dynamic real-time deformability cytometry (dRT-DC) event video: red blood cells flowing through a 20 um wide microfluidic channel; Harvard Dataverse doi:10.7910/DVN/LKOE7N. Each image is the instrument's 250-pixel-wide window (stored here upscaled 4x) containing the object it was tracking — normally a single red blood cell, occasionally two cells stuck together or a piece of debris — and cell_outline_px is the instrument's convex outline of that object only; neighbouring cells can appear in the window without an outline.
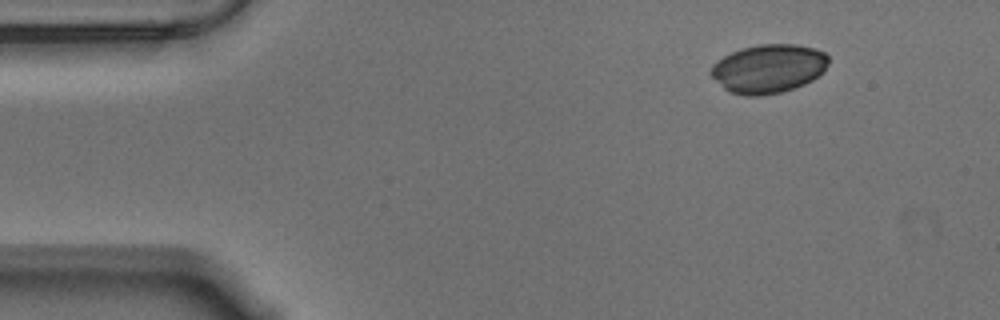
{"species": "Egyptian fruit bat (a non-hibernating species)", "species_latin": "Rousettus aegyptiacus", "temperature_condition": "warm", "stored_images_in_passage": 51, "camera_frame_rate_fps": 3000, "um_per_image_px": 0.085, "animal": {"sex": "male"}, "frame": {"image": 1, "passage_image": 1, "time_ms": 0.0, "image_size_px": [1000, 320], "cell_outline_px": [[828, 64], [824, 72], [812, 80], [804, 84], [780, 92], [760, 96], [744, 96], [728, 92], [708, 72], [712, 64], [716, 60], [740, 48], [760, 44], [796, 44], [816, 48], [824, 52], [828, 56]], "centroid_in_image_um": [65.31, 5.83], "position_along_channel_um": 19.7, "area_um2": 33.64}}
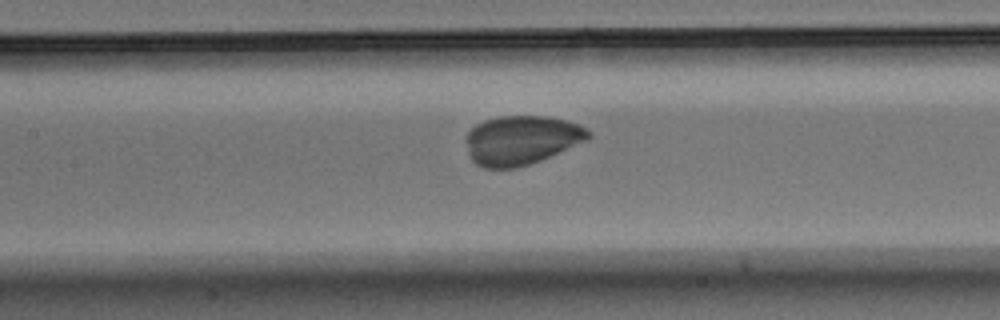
{"frame": {"image": 2, "passage_image": 20, "time_ms": 6.333, "image_size_px": [1000, 320], "cell_outline_px": [[592, 136], [588, 140], [540, 160], [516, 168], [484, 168], [476, 164], [472, 160], [468, 152], [464, 140], [464, 136], [476, 124], [484, 120], [500, 116], [544, 116], [564, 120], [580, 124], [592, 132]], "centroid_in_image_um": [44.31, 11.9], "position_along_channel_um": 163.1, "area_um2": 35.2}}
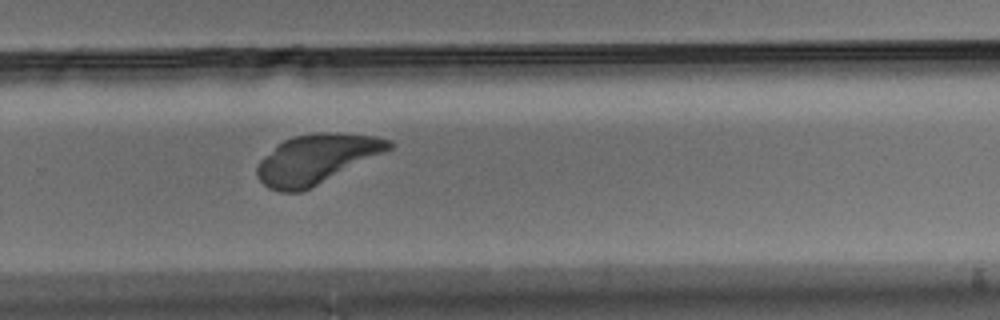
{"frame": {"image": 3, "passage_image": 32, "time_ms": 10.333, "image_size_px": [1000, 320], "cell_outline_px": [[392, 148], [384, 152], [300, 192], [280, 192], [268, 188], [256, 176], [256, 168], [260, 160], [264, 156], [284, 140], [292, 136], [320, 132], [332, 132], [376, 136], [392, 140]], "centroid_in_image_um": [26.86, 13.5], "position_along_channel_um": 302.9, "area_um2": 37.28}}